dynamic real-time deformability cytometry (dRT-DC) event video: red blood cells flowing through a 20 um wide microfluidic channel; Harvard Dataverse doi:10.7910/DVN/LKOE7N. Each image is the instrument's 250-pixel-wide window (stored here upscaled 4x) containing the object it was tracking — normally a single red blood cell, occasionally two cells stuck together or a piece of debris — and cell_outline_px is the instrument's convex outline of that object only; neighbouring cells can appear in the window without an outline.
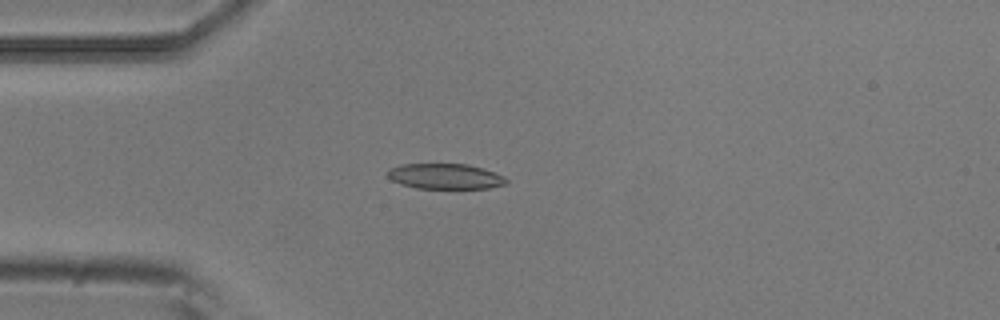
{"species": "common noctule bat (a hibernating species)", "species_latin": "Nyctalus noctula", "temperature_condition": "room temperature", "stored_images_in_passage": 5, "camera_frame_rate_fps": 3000, "um_per_image_px": 0.085, "animal": {"sex": "male", "body_mass_g": 20.5, "forearm_length_mm": 52.5}, "frame": {"image": 1, "passage_image": 4, "time_ms": 1.0, "image_size_px": [1000, 320], "cell_outline_px": [[508, 184], [488, 188], [416, 188], [400, 184], [392, 180], [388, 176], [388, 168], [400, 164], [468, 164], [484, 168], [496, 172], [504, 176], [508, 180]], "centroid_in_image_um": [37.87, 14.98], "position_along_channel_um": 47.1, "area_um2": 17.74}}